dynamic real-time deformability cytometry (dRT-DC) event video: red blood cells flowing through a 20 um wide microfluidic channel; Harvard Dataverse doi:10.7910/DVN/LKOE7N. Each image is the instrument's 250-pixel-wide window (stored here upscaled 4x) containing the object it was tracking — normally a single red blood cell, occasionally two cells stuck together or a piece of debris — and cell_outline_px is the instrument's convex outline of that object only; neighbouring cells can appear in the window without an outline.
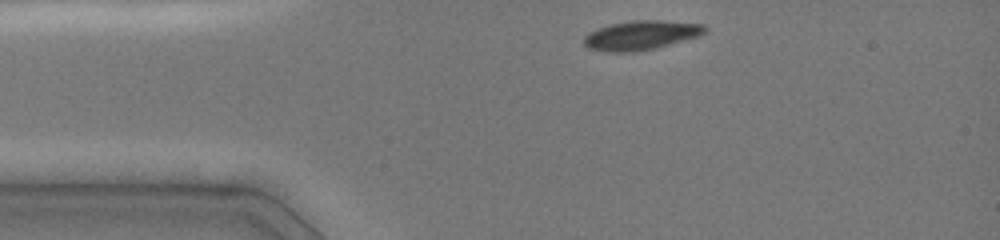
{"species": "common noctule bat (a hibernating species)", "species_latin": "Nyctalus noctula", "temperature_condition": "cold", "stored_images_in_passage": 17, "camera_frame_rate_fps": 3000, "um_per_image_px": 0.085, "animal": {"sex": "female", "body_mass_g": 19.0, "forearm_length_mm": 51.5}, "frame": {"image": 1, "passage_image": 1, "time_ms": 0.0, "image_size_px": [1000, 240], "cell_outline_px": [[708, 28], [700, 36], [656, 48], [636, 52], [608, 52], [588, 48], [584, 44], [584, 36], [588, 32], [608, 24], [632, 20], [664, 20], [704, 24]], "centroid_in_image_um": [54.49, 2.99], "position_along_channel_um": 30.5, "area_um2": 20.92}}
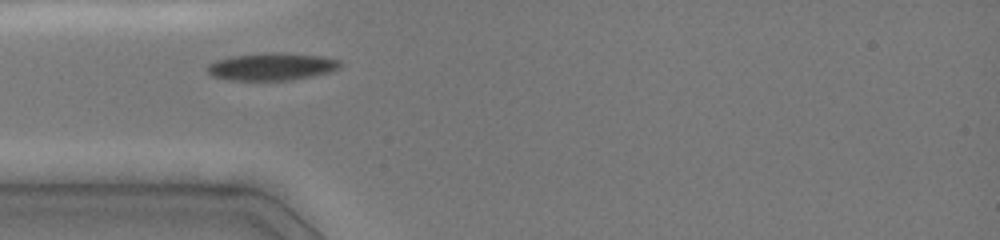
{"frame": {"image": 2, "passage_image": 6, "time_ms": 1.667, "image_size_px": [1000, 240], "cell_outline_px": [[344, 64], [340, 68], [332, 72], [292, 80], [228, 80], [212, 76], [208, 72], [208, 64], [216, 60], [232, 56], [272, 52], [284, 52], [320, 56], [340, 60]], "centroid_in_image_um": [23.15, 5.66], "position_along_channel_um": 61.8, "area_um2": 21.44}}
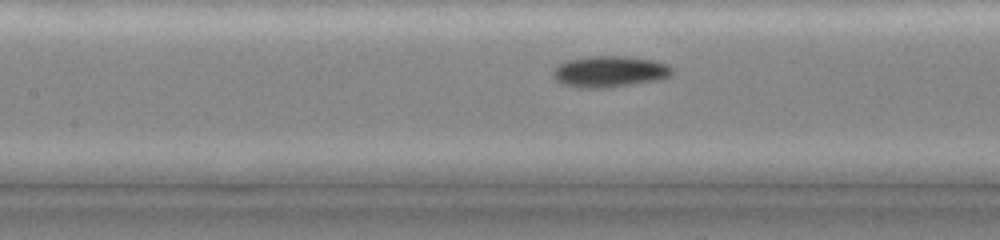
{"frame": {"image": 3, "passage_image": 13, "time_ms": 4.0, "image_size_px": [1000, 240], "cell_outline_px": [[676, 72], [672, 76], [660, 80], [608, 88], [580, 88], [564, 84], [556, 80], [552, 72], [552, 68], [556, 64], [568, 60], [588, 56], [628, 56], [656, 60], [668, 64]], "centroid_in_image_um": [51.86, 6.08], "position_along_channel_um": 155.5, "area_um2": 22.25}}